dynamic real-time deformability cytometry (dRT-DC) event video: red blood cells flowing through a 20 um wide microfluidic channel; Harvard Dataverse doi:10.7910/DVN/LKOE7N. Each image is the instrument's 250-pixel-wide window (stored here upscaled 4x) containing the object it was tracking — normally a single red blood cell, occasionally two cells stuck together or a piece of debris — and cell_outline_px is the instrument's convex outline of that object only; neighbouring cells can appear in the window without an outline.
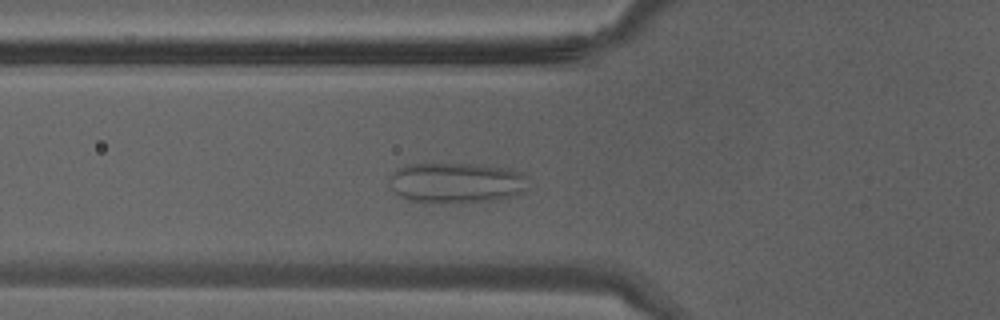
{"species": "Egyptian fruit bat (a non-hibernating species)", "species_latin": "Rousettus aegyptiacus", "temperature_condition": "warm", "stored_images_in_passage": 37, "camera_frame_rate_fps": 3000, "um_per_image_px": 0.085, "animal": {"sex": "male"}, "frame": {"image": 1, "passage_image": 11, "time_ms": 3.333, "image_size_px": [1000, 320], "cell_outline_px": [[528, 188], [524, 192], [492, 200], [460, 204], [424, 204], [400, 196], [388, 184], [388, 180], [392, 172], [404, 164], [480, 164], [504, 168], [524, 172], [528, 176]], "centroid_in_image_um": [38.78, 15.55], "position_along_channel_um": 87.0, "area_um2": 33.64}}
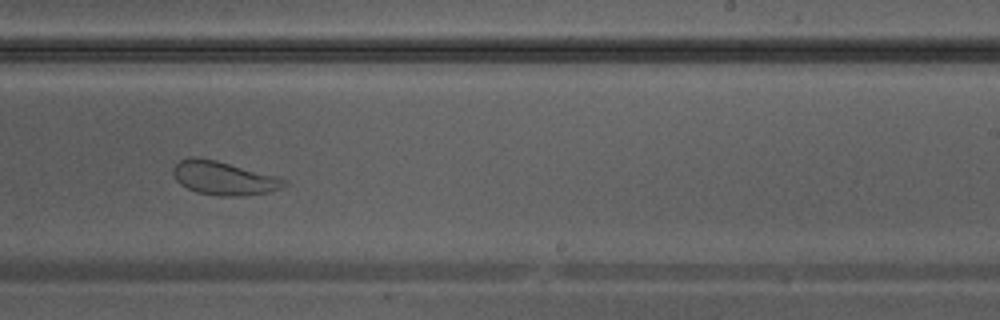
{"frame": {"image": 2, "passage_image": 22, "time_ms": 7.0, "image_size_px": [1000, 320], "cell_outline_px": [[288, 184], [280, 188], [268, 192], [244, 196], [220, 196], [196, 192], [180, 184], [176, 180], [172, 172], [172, 168], [180, 160], [188, 156], [192, 156], [216, 160], [284, 176], [288, 180]], "centroid_in_image_um": [19.09, 15.12], "position_along_channel_um": 269.9, "area_um2": 22.37}}